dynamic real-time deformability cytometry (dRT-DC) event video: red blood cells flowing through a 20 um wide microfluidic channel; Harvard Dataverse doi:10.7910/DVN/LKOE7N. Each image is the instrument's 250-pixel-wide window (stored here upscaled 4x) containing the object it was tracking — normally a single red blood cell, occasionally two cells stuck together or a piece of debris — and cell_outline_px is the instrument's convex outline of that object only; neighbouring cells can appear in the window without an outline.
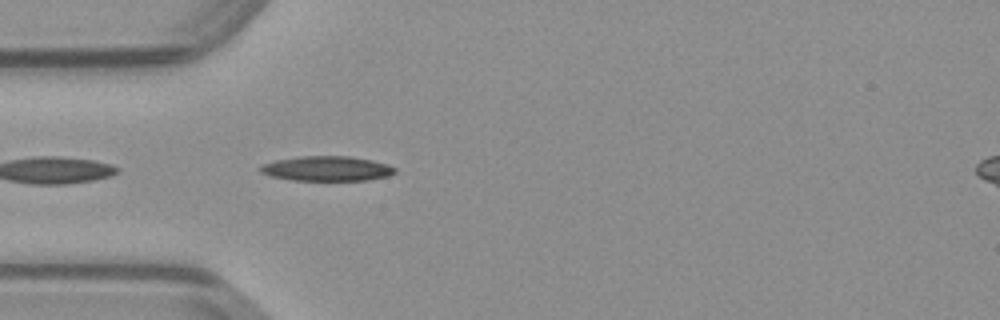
{"species": "common noctule bat (a hibernating species)", "species_latin": "Nyctalus noctula", "temperature_condition": "warm", "stored_images_in_passage": 15, "camera_frame_rate_fps": 3000, "um_per_image_px": 0.085, "animal": {"sex": "male", "body_mass_g": 23.1, "forearm_length_mm": 52.7}, "frame": {"image": 1, "passage_image": 6, "time_ms": 1.667, "image_size_px": [1000, 320], "cell_outline_px": [[396, 172], [388, 176], [368, 180], [292, 180], [272, 176], [260, 172], [260, 164], [276, 160], [300, 156], [348, 156], [372, 160], [388, 164], [396, 168]], "centroid_in_image_um": [27.79, 14.32], "position_along_channel_um": 57.2, "area_um2": 19.48}}
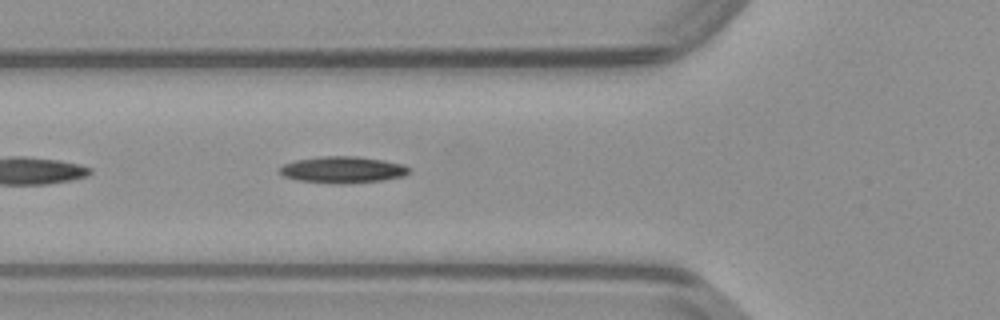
{"frame": {"image": 2, "passage_image": 9, "time_ms": 2.667, "image_size_px": [1000, 320], "cell_outline_px": [[412, 172], [404, 176], [384, 180], [340, 184], [296, 180], [284, 176], [280, 172], [280, 168], [284, 164], [296, 160], [320, 156], [356, 156], [384, 160], [404, 164]], "centroid_in_image_um": [29.16, 14.42], "position_along_channel_um": 96.6, "area_um2": 20.06}}
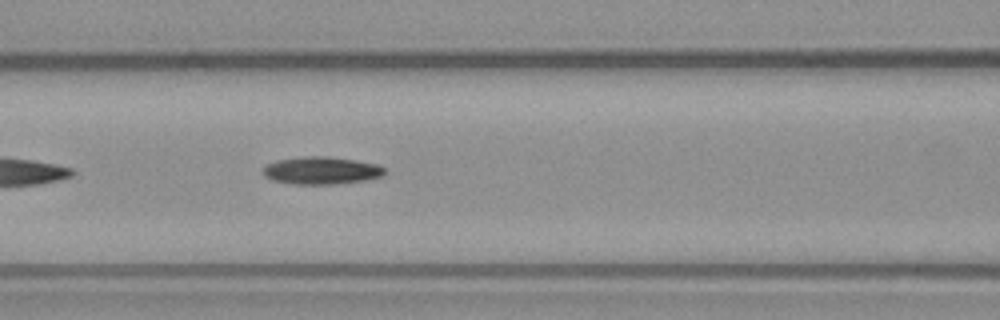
{"frame": {"image": 3, "passage_image": 12, "time_ms": 3.667, "image_size_px": [1000, 320], "cell_outline_px": [[388, 172], [384, 176], [364, 180], [332, 184], [296, 184], [272, 180], [264, 176], [264, 168], [268, 164], [276, 160], [304, 156], [328, 156], [356, 160], [380, 164]], "centroid_in_image_um": [27.37, 14.48], "position_along_channel_um": 139.2, "area_um2": 19.59}}